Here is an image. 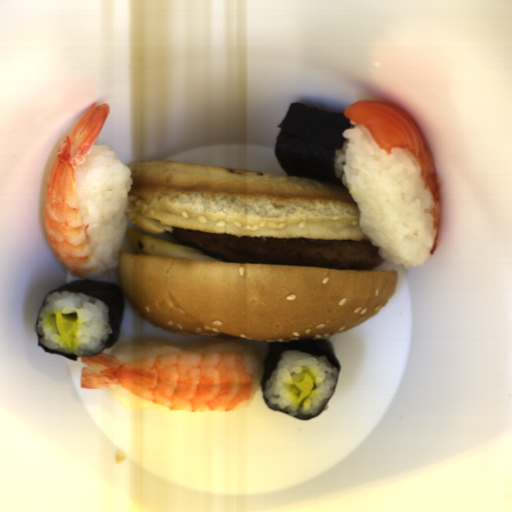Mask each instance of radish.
Returning <instances> with one entry per match:
<instances>
[{
	"label": "radish",
	"mask_w": 512,
	"mask_h": 512,
	"mask_svg": "<svg viewBox=\"0 0 512 512\" xmlns=\"http://www.w3.org/2000/svg\"><path fill=\"white\" fill-rule=\"evenodd\" d=\"M54 321L61 340L71 350L73 335L77 328L76 319L65 317L57 311L54 313Z\"/></svg>",
	"instance_id": "obj_1"
},
{
	"label": "radish",
	"mask_w": 512,
	"mask_h": 512,
	"mask_svg": "<svg viewBox=\"0 0 512 512\" xmlns=\"http://www.w3.org/2000/svg\"><path fill=\"white\" fill-rule=\"evenodd\" d=\"M299 391L297 401H302L314 390L315 381L313 377L307 372L303 374L302 379L294 384Z\"/></svg>",
	"instance_id": "obj_2"
}]
</instances>
